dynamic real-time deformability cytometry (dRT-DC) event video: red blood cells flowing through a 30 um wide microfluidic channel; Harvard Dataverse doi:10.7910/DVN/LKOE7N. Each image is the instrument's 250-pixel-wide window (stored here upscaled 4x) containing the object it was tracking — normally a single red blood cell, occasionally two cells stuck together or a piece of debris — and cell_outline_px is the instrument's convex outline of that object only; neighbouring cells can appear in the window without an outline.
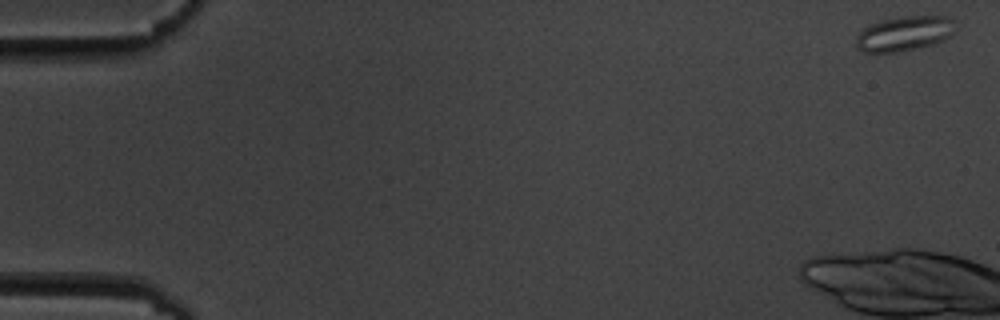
{"species": "common noctule bat (a hibernating species)", "species_latin": "Nyctalus noctula", "temperature_condition": "cold", "stored_images_in_passage": 6, "camera_frame_rate_fps": 3000, "um_per_image_px": 0.085, "animal": {"sex": "male", "body_mass_g": 19.5, "forearm_length_mm": 54.6}, "frame": {"image": 1, "passage_image": 1, "time_ms": 0.0, "image_size_px": [1000, 320], "cell_outline_px": [[952, 36], [944, 40], [932, 44], [916, 48], [896, 52], [864, 52], [856, 44], [856, 36], [868, 24], [884, 20], [904, 16], [948, 16], [952, 20]], "centroid_in_image_um": [76.85, 2.85], "position_along_channel_um": 8.2, "area_um2": 19.83}}